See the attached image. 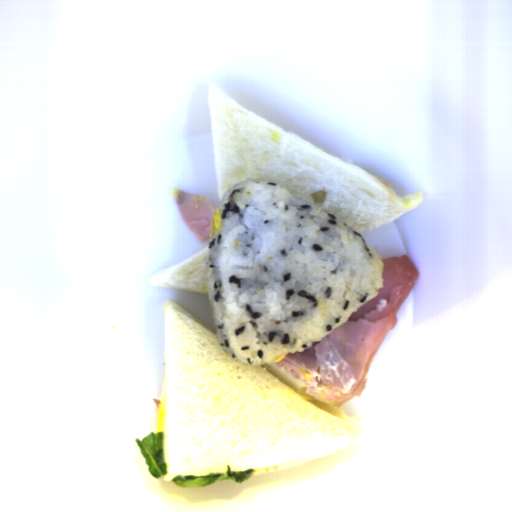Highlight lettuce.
<instances>
[{"instance_id": "obj_1", "label": "lettuce", "mask_w": 512, "mask_h": 512, "mask_svg": "<svg viewBox=\"0 0 512 512\" xmlns=\"http://www.w3.org/2000/svg\"><path fill=\"white\" fill-rule=\"evenodd\" d=\"M134 440L151 476L157 479L165 477L168 474V469L167 463H165L164 432H151L142 439Z\"/></svg>"}, {"instance_id": "obj_2", "label": "lettuce", "mask_w": 512, "mask_h": 512, "mask_svg": "<svg viewBox=\"0 0 512 512\" xmlns=\"http://www.w3.org/2000/svg\"><path fill=\"white\" fill-rule=\"evenodd\" d=\"M256 470L247 468L240 471H232L231 465H226V472L207 475L176 476L171 481L178 487H206L216 482L233 481L245 482L254 477Z\"/></svg>"}]
</instances>
